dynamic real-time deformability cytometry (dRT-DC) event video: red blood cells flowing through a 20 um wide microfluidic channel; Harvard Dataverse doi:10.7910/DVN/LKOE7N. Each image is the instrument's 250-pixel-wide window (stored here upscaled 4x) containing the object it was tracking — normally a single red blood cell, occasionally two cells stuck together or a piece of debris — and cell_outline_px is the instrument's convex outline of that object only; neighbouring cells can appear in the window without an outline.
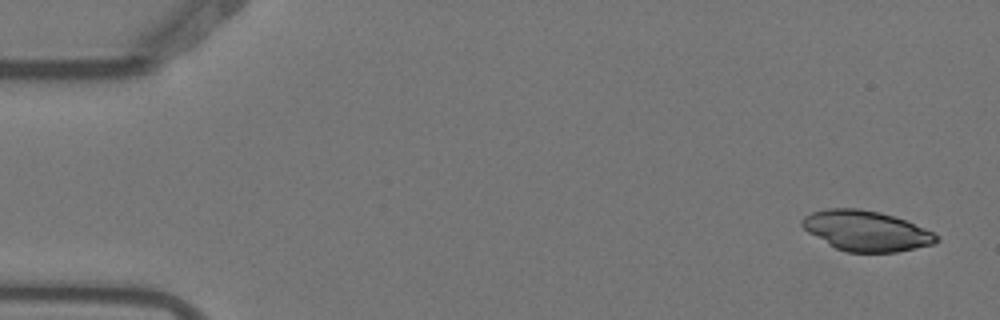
{"species": "Egyptian fruit bat (a non-hibernating species)", "species_latin": "Rousettus aegyptiacus", "temperature_condition": "warm", "stored_images_in_passage": 6, "camera_frame_rate_fps": 3000, "um_per_image_px": 0.085, "animal": {"sex": "female"}, "frame": {"image": 1, "passage_image": 1, "time_ms": 0.0, "image_size_px": [1000, 320], "cell_outline_px": [[940, 240], [932, 244], [896, 252], [848, 252], [836, 248], [828, 244], [808, 232], [800, 224], [800, 220], [804, 216], [812, 212], [828, 208], [860, 208], [880, 212], [904, 220], [924, 228], [940, 236]], "centroid_in_image_um": [73.6, 19.61], "position_along_channel_um": 11.4, "area_um2": 31.33}}